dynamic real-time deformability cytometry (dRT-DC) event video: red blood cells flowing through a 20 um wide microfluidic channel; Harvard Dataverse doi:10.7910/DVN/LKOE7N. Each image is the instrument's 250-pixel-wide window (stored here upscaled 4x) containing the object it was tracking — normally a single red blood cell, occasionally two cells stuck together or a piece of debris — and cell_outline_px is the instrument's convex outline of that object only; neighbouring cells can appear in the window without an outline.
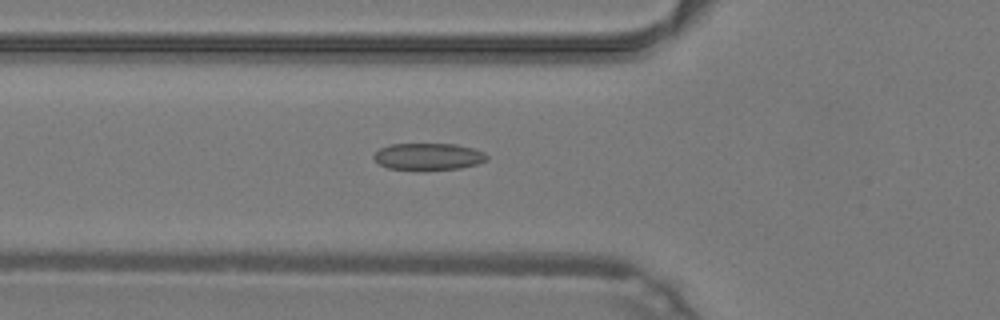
{"species": "common noctule bat (a hibernating species)", "species_latin": "Nyctalus noctula", "temperature_condition": "warm", "stored_images_in_passage": 48, "camera_frame_rate_fps": 3000, "um_per_image_px": 0.085, "animal": {"sex": "male", "body_mass_g": 19.2, "forearm_length_mm": 51.8}, "frame": {"image": 1, "passage_image": 17, "time_ms": 5.333, "image_size_px": [1000, 320], "cell_outline_px": [[488, 160], [476, 164], [460, 168], [388, 168], [380, 164], [372, 156], [380, 148], [392, 144], [456, 144], [472, 148], [484, 152], [488, 156]], "centroid_in_image_um": [36.44, 13.27], "position_along_channel_um": 89.4, "area_um2": 17.11}}
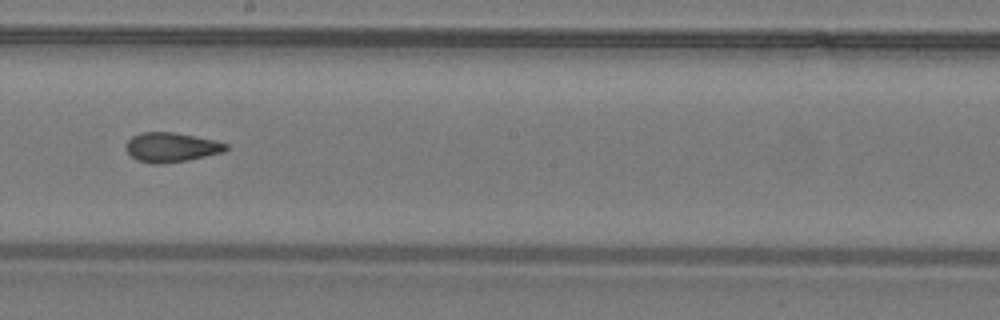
{"frame": {"image": 2, "passage_image": 27, "time_ms": 8.667, "image_size_px": [1000, 320], "cell_outline_px": [[228, 148], [224, 152], [188, 160], [136, 160], [124, 148], [128, 140], [132, 136], [140, 132], [176, 132], [216, 140], [228, 144]], "centroid_in_image_um": [14.61, 12.45], "position_along_channel_um": 233.6, "area_um2": 16.53}}
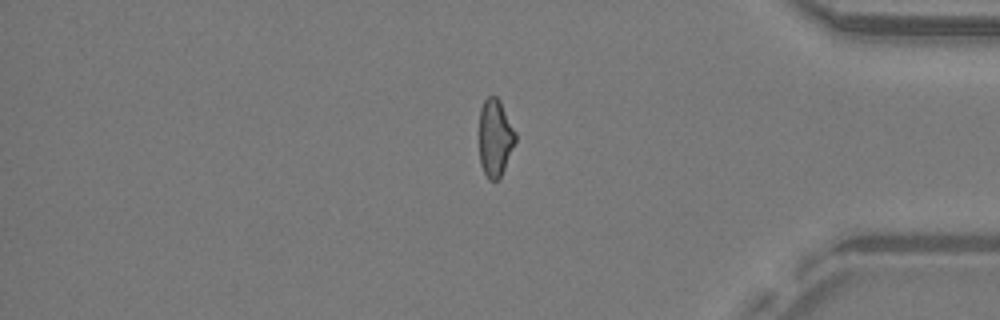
{"frame": {"image": 3, "passage_image": 40, "time_ms": 13.0, "image_size_px": [1000, 320], "cell_outline_px": [[516, 140], [504, 168], [500, 176], [496, 180], [488, 180], [480, 164], [480, 108], [484, 100], [488, 96], [496, 96], [500, 100], [516, 132]], "centroid_in_image_um": [42.08, 11.69], "position_along_channel_um": 393.1, "area_um2": 16.18}, "authors_computed_cell_mechanics": {"area_um2": 17.4845, "velocity_mm_per_s": 4.3122, "shape_relaxation_time_tau1_ms": null, "shape_relaxation_time_tau2_ms": 2.382, "deformation_change_tau1": null, "deformation_change_tau2": 0.1022}}